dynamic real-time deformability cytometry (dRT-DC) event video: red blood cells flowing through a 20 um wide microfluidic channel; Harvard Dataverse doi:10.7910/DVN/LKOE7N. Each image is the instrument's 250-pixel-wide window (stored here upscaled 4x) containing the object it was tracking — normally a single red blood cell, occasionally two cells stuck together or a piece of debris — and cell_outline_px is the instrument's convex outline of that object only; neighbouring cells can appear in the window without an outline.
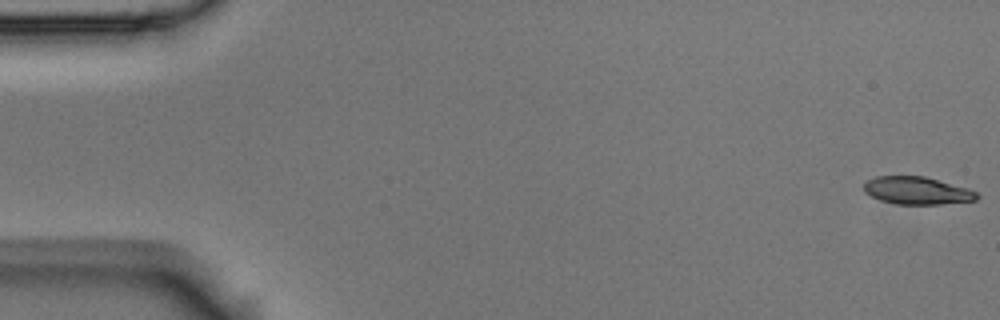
{"species": "Egyptian fruit bat (a non-hibernating species)", "species_latin": "Rousettus aegyptiacus", "temperature_condition": "room temperature", "stored_images_in_passage": 8, "camera_frame_rate_fps": 3000, "um_per_image_px": 0.085, "animal": {"sex": "male"}, "frame": {"image": 1, "passage_image": 1, "time_ms": 0.0, "image_size_px": [1000, 320], "cell_outline_px": [[980, 196], [976, 200], [940, 204], [896, 204], [880, 200], [864, 192], [864, 184], [868, 180], [876, 176], [924, 176], [968, 188], [976, 192]], "centroid_in_image_um": [77.95, 16.2], "position_along_channel_um": 7.1, "area_um2": 18.09}}
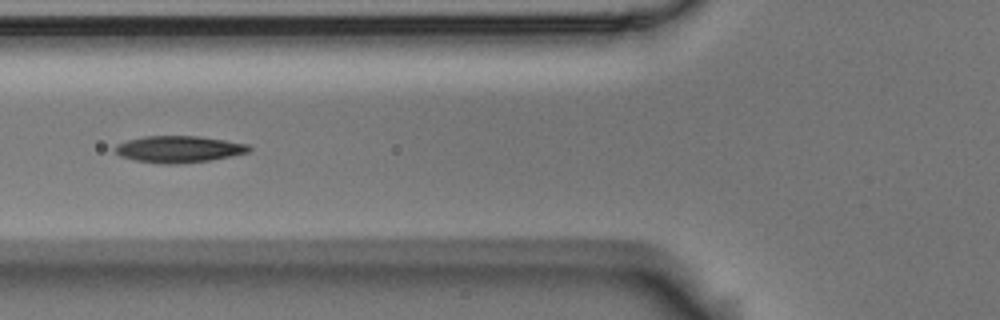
{"frame": {"image": 2, "passage_image": 7, "time_ms": 2.0, "image_size_px": [1000, 320], "cell_outline_px": [[252, 148], [248, 152], [232, 156], [208, 160], [176, 164], [164, 164], [136, 160], [120, 156], [116, 152], [116, 144], [128, 140], [144, 136], [200, 136], [248, 144]], "centroid_in_image_um": [15.21, 12.67], "position_along_channel_um": 110.6, "area_um2": 20.63}}
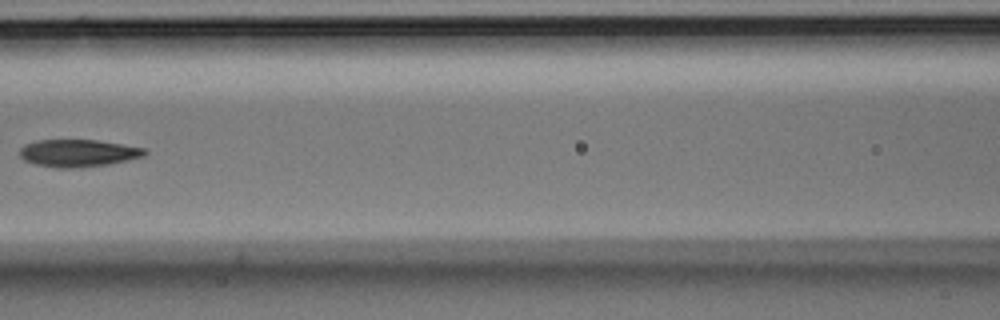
{"frame": {"image": 3, "passage_image": 8, "time_ms": 2.333, "image_size_px": [1000, 320], "cell_outline_px": [[148, 152], [144, 156], [128, 160], [108, 164], [72, 168], [56, 168], [36, 164], [24, 160], [20, 156], [20, 148], [24, 144], [36, 140], [96, 140], [144, 148]], "centroid_in_image_um": [6.61, 13.01], "position_along_channel_um": 160.0, "area_um2": 19.83}}